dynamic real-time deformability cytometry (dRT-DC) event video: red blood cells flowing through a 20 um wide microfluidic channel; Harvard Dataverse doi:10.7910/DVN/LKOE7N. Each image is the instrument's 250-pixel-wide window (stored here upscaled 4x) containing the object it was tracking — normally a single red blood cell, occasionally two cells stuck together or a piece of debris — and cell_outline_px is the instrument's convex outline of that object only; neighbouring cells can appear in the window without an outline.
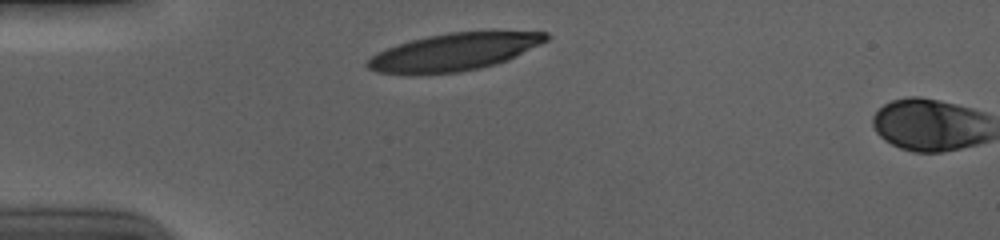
{"species": "human", "species_latin": "Homo sapiens", "temperature_condition": "cold", "stored_images_in_passage": 3, "camera_frame_rate_fps": 3000, "um_per_image_px": 0.085, "donor": {"sex": "male"}, "frame": {"image": 1, "passage_image": 1, "time_ms": 0.0, "image_size_px": [1000, 240], "cell_outline_px": [[552, 36], [548, 40], [508, 60], [496, 64], [480, 68], [460, 72], [376, 72], [368, 68], [364, 64], [372, 56], [388, 48], [412, 40], [428, 36], [448, 32], [548, 32]], "centroid_in_image_um": [38.67, 4.39], "position_along_channel_um": 46.3, "area_um2": 37.8}}